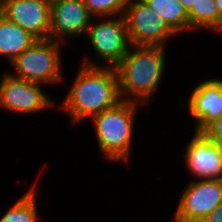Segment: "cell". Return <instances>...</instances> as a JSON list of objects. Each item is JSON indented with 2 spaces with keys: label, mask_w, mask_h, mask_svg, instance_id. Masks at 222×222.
Returning <instances> with one entry per match:
<instances>
[{
  "label": "cell",
  "mask_w": 222,
  "mask_h": 222,
  "mask_svg": "<svg viewBox=\"0 0 222 222\" xmlns=\"http://www.w3.org/2000/svg\"><path fill=\"white\" fill-rule=\"evenodd\" d=\"M129 0H83L88 13L93 17L123 15Z\"/></svg>",
  "instance_id": "e0dca14e"
},
{
  "label": "cell",
  "mask_w": 222,
  "mask_h": 222,
  "mask_svg": "<svg viewBox=\"0 0 222 222\" xmlns=\"http://www.w3.org/2000/svg\"><path fill=\"white\" fill-rule=\"evenodd\" d=\"M166 49L165 46H130L128 53L114 67L122 100L144 105L152 101L166 73Z\"/></svg>",
  "instance_id": "7a4b0ae2"
},
{
  "label": "cell",
  "mask_w": 222,
  "mask_h": 222,
  "mask_svg": "<svg viewBox=\"0 0 222 222\" xmlns=\"http://www.w3.org/2000/svg\"><path fill=\"white\" fill-rule=\"evenodd\" d=\"M179 196L174 222H201L222 203V180H190Z\"/></svg>",
  "instance_id": "ba28073f"
},
{
  "label": "cell",
  "mask_w": 222,
  "mask_h": 222,
  "mask_svg": "<svg viewBox=\"0 0 222 222\" xmlns=\"http://www.w3.org/2000/svg\"><path fill=\"white\" fill-rule=\"evenodd\" d=\"M184 148L189 174L198 179L222 180V148L202 133H194Z\"/></svg>",
  "instance_id": "8fae6325"
},
{
  "label": "cell",
  "mask_w": 222,
  "mask_h": 222,
  "mask_svg": "<svg viewBox=\"0 0 222 222\" xmlns=\"http://www.w3.org/2000/svg\"><path fill=\"white\" fill-rule=\"evenodd\" d=\"M201 133L222 148V116L209 124Z\"/></svg>",
  "instance_id": "ac0fdd59"
},
{
  "label": "cell",
  "mask_w": 222,
  "mask_h": 222,
  "mask_svg": "<svg viewBox=\"0 0 222 222\" xmlns=\"http://www.w3.org/2000/svg\"><path fill=\"white\" fill-rule=\"evenodd\" d=\"M0 77V109L31 115L57 107L56 101L41 88L42 84L14 77L6 71Z\"/></svg>",
  "instance_id": "8992f818"
},
{
  "label": "cell",
  "mask_w": 222,
  "mask_h": 222,
  "mask_svg": "<svg viewBox=\"0 0 222 222\" xmlns=\"http://www.w3.org/2000/svg\"><path fill=\"white\" fill-rule=\"evenodd\" d=\"M48 1V3L50 4V5H52V4H54V3H59V2H62V1H69V0H47Z\"/></svg>",
  "instance_id": "7402d4cb"
},
{
  "label": "cell",
  "mask_w": 222,
  "mask_h": 222,
  "mask_svg": "<svg viewBox=\"0 0 222 222\" xmlns=\"http://www.w3.org/2000/svg\"><path fill=\"white\" fill-rule=\"evenodd\" d=\"M219 14V33H222V0H215Z\"/></svg>",
  "instance_id": "ffe728a7"
},
{
  "label": "cell",
  "mask_w": 222,
  "mask_h": 222,
  "mask_svg": "<svg viewBox=\"0 0 222 222\" xmlns=\"http://www.w3.org/2000/svg\"><path fill=\"white\" fill-rule=\"evenodd\" d=\"M94 19L92 18L84 37L89 41L96 58H100L98 61H102L104 65L97 63L95 60L93 61L92 57L89 59L87 55L84 56L81 64L115 67L128 53L131 46L124 16L100 17L101 21L99 17H97V20Z\"/></svg>",
  "instance_id": "5b68a950"
},
{
  "label": "cell",
  "mask_w": 222,
  "mask_h": 222,
  "mask_svg": "<svg viewBox=\"0 0 222 222\" xmlns=\"http://www.w3.org/2000/svg\"><path fill=\"white\" fill-rule=\"evenodd\" d=\"M188 17L189 31L200 29L214 34L219 33V14L215 0H196L188 12Z\"/></svg>",
  "instance_id": "2e32d148"
},
{
  "label": "cell",
  "mask_w": 222,
  "mask_h": 222,
  "mask_svg": "<svg viewBox=\"0 0 222 222\" xmlns=\"http://www.w3.org/2000/svg\"><path fill=\"white\" fill-rule=\"evenodd\" d=\"M50 14L49 38L60 43L84 37L93 18L83 0L54 3L50 5Z\"/></svg>",
  "instance_id": "9c48e42d"
},
{
  "label": "cell",
  "mask_w": 222,
  "mask_h": 222,
  "mask_svg": "<svg viewBox=\"0 0 222 222\" xmlns=\"http://www.w3.org/2000/svg\"><path fill=\"white\" fill-rule=\"evenodd\" d=\"M36 178L31 187L0 217V222H38Z\"/></svg>",
  "instance_id": "9a60e30c"
},
{
  "label": "cell",
  "mask_w": 222,
  "mask_h": 222,
  "mask_svg": "<svg viewBox=\"0 0 222 222\" xmlns=\"http://www.w3.org/2000/svg\"><path fill=\"white\" fill-rule=\"evenodd\" d=\"M201 222H222V203L219 204L210 214L205 216Z\"/></svg>",
  "instance_id": "d6986e66"
},
{
  "label": "cell",
  "mask_w": 222,
  "mask_h": 222,
  "mask_svg": "<svg viewBox=\"0 0 222 222\" xmlns=\"http://www.w3.org/2000/svg\"><path fill=\"white\" fill-rule=\"evenodd\" d=\"M63 44L50 38L37 39L10 63L14 71H7L14 77L43 86L61 83L65 80L61 55Z\"/></svg>",
  "instance_id": "277c9868"
},
{
  "label": "cell",
  "mask_w": 222,
  "mask_h": 222,
  "mask_svg": "<svg viewBox=\"0 0 222 222\" xmlns=\"http://www.w3.org/2000/svg\"><path fill=\"white\" fill-rule=\"evenodd\" d=\"M0 13L36 39L50 36V4L47 0H0Z\"/></svg>",
  "instance_id": "30bf717a"
},
{
  "label": "cell",
  "mask_w": 222,
  "mask_h": 222,
  "mask_svg": "<svg viewBox=\"0 0 222 222\" xmlns=\"http://www.w3.org/2000/svg\"><path fill=\"white\" fill-rule=\"evenodd\" d=\"M178 35L189 31V17L179 0H144Z\"/></svg>",
  "instance_id": "5bb4252c"
},
{
  "label": "cell",
  "mask_w": 222,
  "mask_h": 222,
  "mask_svg": "<svg viewBox=\"0 0 222 222\" xmlns=\"http://www.w3.org/2000/svg\"><path fill=\"white\" fill-rule=\"evenodd\" d=\"M179 1L183 5V7L187 11V13L192 9V7L196 3V0H179Z\"/></svg>",
  "instance_id": "44dd1931"
},
{
  "label": "cell",
  "mask_w": 222,
  "mask_h": 222,
  "mask_svg": "<svg viewBox=\"0 0 222 222\" xmlns=\"http://www.w3.org/2000/svg\"><path fill=\"white\" fill-rule=\"evenodd\" d=\"M190 93L187 110L195 125L194 133H201L222 116V79L211 78L198 83Z\"/></svg>",
  "instance_id": "7c38bea8"
},
{
  "label": "cell",
  "mask_w": 222,
  "mask_h": 222,
  "mask_svg": "<svg viewBox=\"0 0 222 222\" xmlns=\"http://www.w3.org/2000/svg\"><path fill=\"white\" fill-rule=\"evenodd\" d=\"M76 75L58 107L67 113L72 125H77L84 119L90 120L122 100L114 67L80 64Z\"/></svg>",
  "instance_id": "6da1fadb"
},
{
  "label": "cell",
  "mask_w": 222,
  "mask_h": 222,
  "mask_svg": "<svg viewBox=\"0 0 222 222\" xmlns=\"http://www.w3.org/2000/svg\"><path fill=\"white\" fill-rule=\"evenodd\" d=\"M37 39L0 13V57L12 62Z\"/></svg>",
  "instance_id": "4fadbf2b"
},
{
  "label": "cell",
  "mask_w": 222,
  "mask_h": 222,
  "mask_svg": "<svg viewBox=\"0 0 222 222\" xmlns=\"http://www.w3.org/2000/svg\"><path fill=\"white\" fill-rule=\"evenodd\" d=\"M141 105L138 102L121 100L114 107L91 118L103 159L120 163L130 161L135 133L134 122Z\"/></svg>",
  "instance_id": "3957f363"
},
{
  "label": "cell",
  "mask_w": 222,
  "mask_h": 222,
  "mask_svg": "<svg viewBox=\"0 0 222 222\" xmlns=\"http://www.w3.org/2000/svg\"><path fill=\"white\" fill-rule=\"evenodd\" d=\"M124 19L131 45L165 46L177 34L144 0H129Z\"/></svg>",
  "instance_id": "52a82bcc"
}]
</instances>
